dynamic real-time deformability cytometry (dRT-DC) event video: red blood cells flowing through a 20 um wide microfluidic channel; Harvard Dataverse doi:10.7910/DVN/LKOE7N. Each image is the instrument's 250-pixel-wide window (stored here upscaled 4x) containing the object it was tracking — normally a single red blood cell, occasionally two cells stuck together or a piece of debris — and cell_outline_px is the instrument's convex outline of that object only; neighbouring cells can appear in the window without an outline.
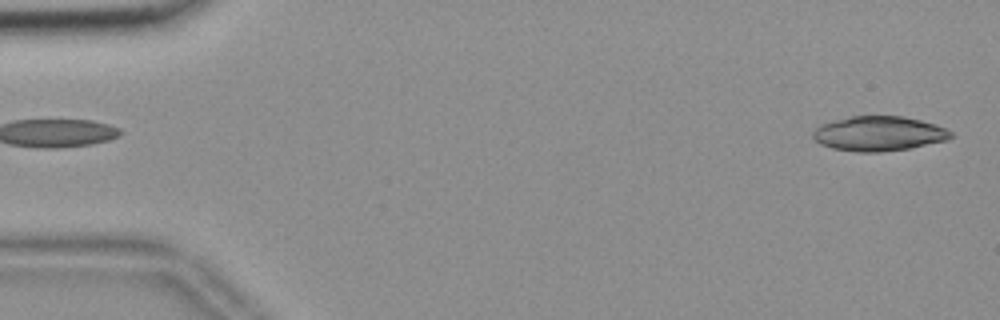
{"species": "common noctule bat (a hibernating species)", "species_latin": "Nyctalus noctula", "temperature_condition": "room temperature", "stored_images_in_passage": 54, "camera_frame_rate_fps": 3000, "um_per_image_px": 0.085, "animal": {"sex": "female", "body_mass_g": 18.4}, "frame": {"image": 1, "passage_image": 1, "time_ms": 0.0, "image_size_px": [1000, 320], "cell_outline_px": [[952, 136], [948, 140], [908, 148], [880, 152], [860, 152], [832, 148], [820, 144], [812, 136], [812, 132], [820, 124], [832, 120], [852, 116], [904, 116], [936, 124], [952, 132]], "centroid_in_image_um": [74.68, 11.35], "position_along_channel_um": 10.3, "area_um2": 27.86}}
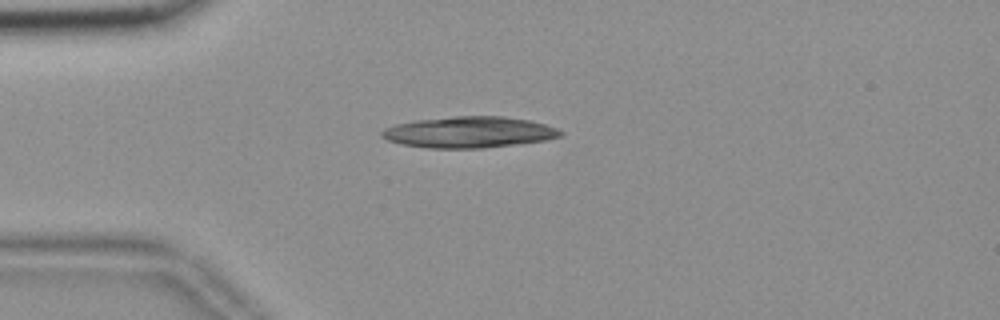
{"frame": {"image": 2, "passage_image": 13, "time_ms": 4.0, "image_size_px": [1000, 320], "cell_outline_px": [[564, 136], [544, 140], [484, 148], [428, 148], [404, 144], [388, 140], [380, 136], [380, 132], [384, 128], [396, 124], [416, 120], [456, 116], [504, 116], [528, 120], [544, 124], [556, 128], [564, 132]], "centroid_in_image_um": [39.87, 11.23], "position_along_channel_um": 45.1, "area_um2": 32.31}}